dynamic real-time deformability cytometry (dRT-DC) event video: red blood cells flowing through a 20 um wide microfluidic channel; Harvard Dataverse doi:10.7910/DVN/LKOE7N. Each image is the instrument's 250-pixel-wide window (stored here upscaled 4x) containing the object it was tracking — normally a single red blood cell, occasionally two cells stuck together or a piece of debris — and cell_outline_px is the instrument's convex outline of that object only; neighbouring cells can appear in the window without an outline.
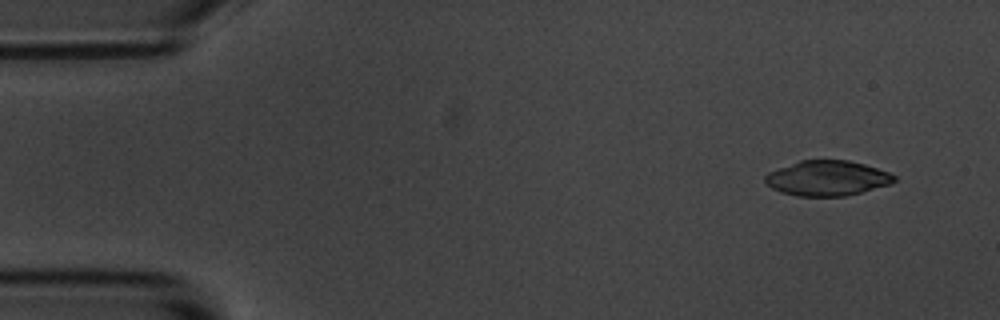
{"species": "common noctule bat (a hibernating species)", "species_latin": "Nyctalus noctula", "temperature_condition": "room temperature", "stored_images_in_passage": 51, "camera_frame_rate_fps": 3000, "um_per_image_px": 0.085, "animal": {"sex": "male", "body_mass_g": 20.1, "forearm_length_mm": 53.5}, "frame": {"image": 1, "passage_image": 1, "time_ms": 0.0, "image_size_px": [1000, 320], "cell_outline_px": [[896, 180], [892, 184], [844, 196], [796, 196], [780, 192], [772, 188], [764, 180], [764, 176], [768, 172], [800, 160], [848, 160], [864, 164], [888, 172], [896, 176]], "centroid_in_image_um": [70.31, 15.15], "position_along_channel_um": 14.7, "area_um2": 26.36}}